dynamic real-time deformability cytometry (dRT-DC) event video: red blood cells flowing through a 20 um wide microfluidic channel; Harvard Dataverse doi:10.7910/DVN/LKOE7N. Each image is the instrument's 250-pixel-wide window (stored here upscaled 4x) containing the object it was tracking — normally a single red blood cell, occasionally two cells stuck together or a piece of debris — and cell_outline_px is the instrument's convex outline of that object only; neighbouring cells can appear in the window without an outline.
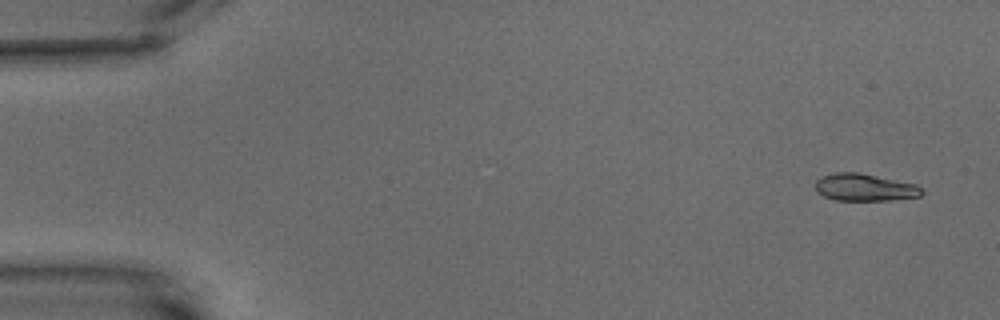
{"species": "common noctule bat (a hibernating species)", "species_latin": "Nyctalus noctula", "temperature_condition": "warm", "stored_images_in_passage": 10, "camera_frame_rate_fps": 3000, "um_per_image_px": 0.085, "animal": {"sex": "male", "body_mass_g": 15.6}, "frame": {"image": 1, "passage_image": 1, "time_ms": 0.0, "image_size_px": [1000, 320], "cell_outline_px": [[924, 192], [920, 196], [892, 200], [836, 200], [824, 196], [816, 188], [816, 180], [824, 176], [836, 172], [860, 172], [916, 184]], "centroid_in_image_um": [73.53, 15.92], "position_along_channel_um": 11.5, "area_um2": 16.76}}
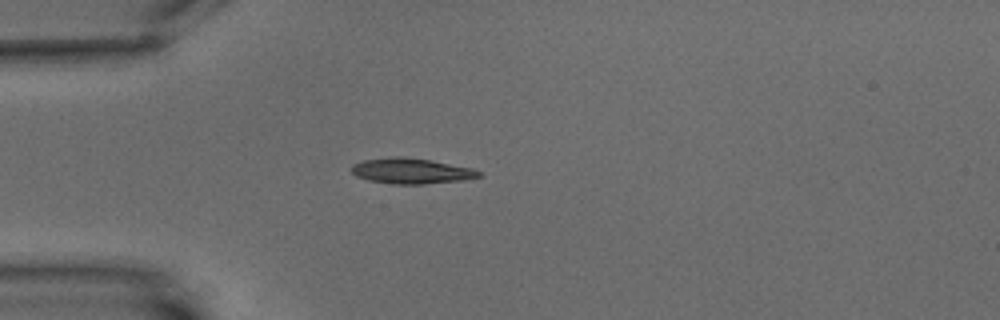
{"frame": {"image": 2, "passage_image": 5, "time_ms": 4.667, "image_size_px": [1000, 320], "cell_outline_px": [[484, 176], [464, 180], [424, 184], [392, 184], [368, 180], [356, 176], [352, 172], [352, 164], [364, 160], [392, 156], [404, 156], [432, 160], [472, 168], [480, 172]], "centroid_in_image_um": [34.98, 14.53], "position_along_channel_um": 50.0, "area_um2": 19.13}}
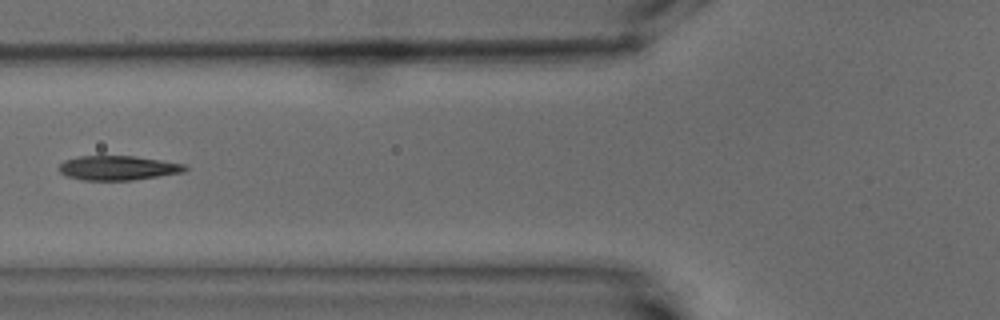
{"frame": {"image": 3, "passage_image": 7, "time_ms": 7.0, "image_size_px": [1000, 320], "cell_outline_px": [[188, 168], [184, 172], [132, 180], [84, 180], [68, 176], [60, 172], [60, 164], [64, 160], [76, 156], [136, 156], [184, 164]], "centroid_in_image_um": [10.02, 14.26], "position_along_channel_um": 115.8, "area_um2": 17.8}}